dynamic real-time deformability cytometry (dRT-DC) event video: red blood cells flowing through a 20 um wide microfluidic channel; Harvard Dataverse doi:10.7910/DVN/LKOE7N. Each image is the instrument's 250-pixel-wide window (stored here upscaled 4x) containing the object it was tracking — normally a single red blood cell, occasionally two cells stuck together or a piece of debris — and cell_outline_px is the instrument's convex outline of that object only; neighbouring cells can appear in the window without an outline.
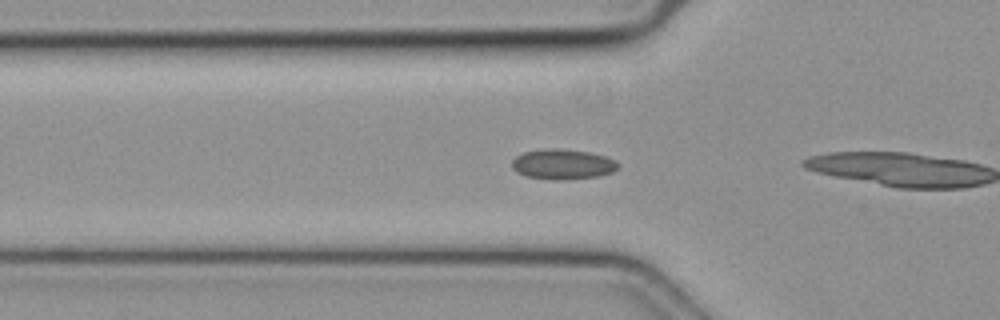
{"species": "common noctule bat (a hibernating species)", "species_latin": "Nyctalus noctula", "temperature_condition": "cold", "stored_images_in_passage": 10, "camera_frame_rate_fps": 3000, "um_per_image_px": 0.085, "animal": {"sex": "female", "body_mass_g": 19.3, "forearm_length_mm": 54.1}, "frame": {"image": 1, "passage_image": 9, "time_ms": 2.667, "image_size_px": [1000, 320], "cell_outline_px": [[620, 168], [612, 172], [600, 176], [564, 180], [552, 180], [528, 176], [516, 172], [512, 168], [512, 160], [516, 156], [524, 152], [548, 148], [560, 148], [588, 152], [604, 156], [616, 160], [620, 164]], "centroid_in_image_um": [47.86, 13.96], "position_along_channel_um": 77.9, "area_um2": 18.84}}